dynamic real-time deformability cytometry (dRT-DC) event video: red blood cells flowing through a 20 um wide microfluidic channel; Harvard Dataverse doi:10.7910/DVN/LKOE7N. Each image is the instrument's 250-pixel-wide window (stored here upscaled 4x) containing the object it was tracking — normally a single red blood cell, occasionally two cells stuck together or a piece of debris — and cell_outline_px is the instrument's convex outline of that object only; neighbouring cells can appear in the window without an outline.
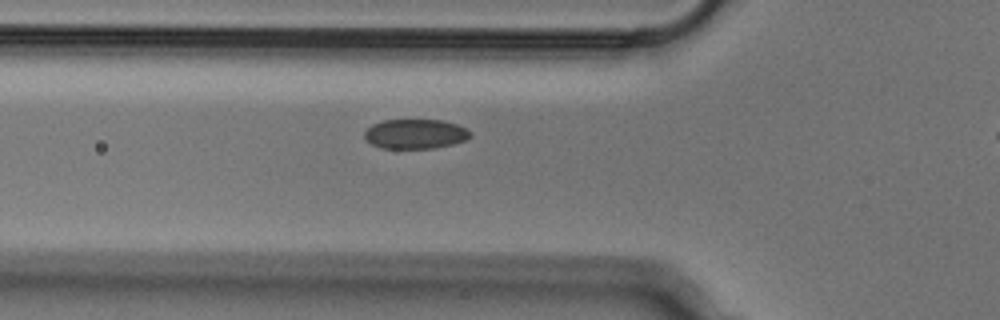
{"species": "Egyptian fruit bat (a non-hibernating species)", "species_latin": "Rousettus aegyptiacus", "temperature_condition": "cold", "stored_images_in_passage": 25, "camera_frame_rate_fps": 3000, "um_per_image_px": 0.085, "animal": {"sex": "male"}, "frame": {"image": 1, "passage_image": 2, "time_ms": 0.333, "image_size_px": [1000, 320], "cell_outline_px": [[472, 136], [468, 140], [436, 148], [380, 148], [372, 144], [364, 136], [364, 132], [372, 124], [384, 120], [444, 120], [468, 128], [472, 132]], "centroid_in_image_um": [35.36, 11.38], "position_along_channel_um": 90.4, "area_um2": 18.44}}
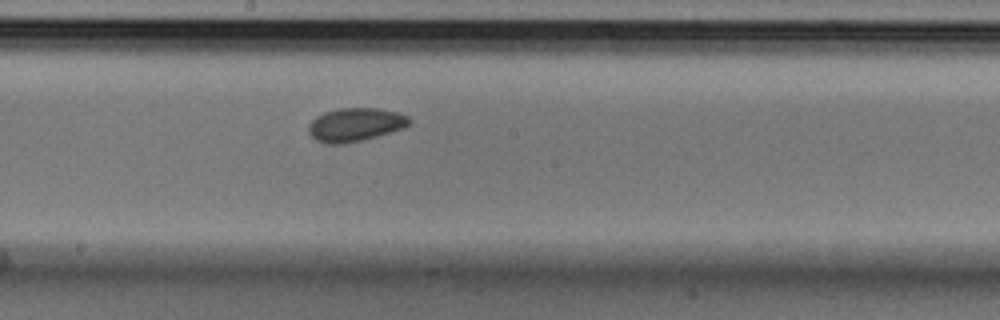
{"frame": {"image": 2, "passage_image": 12, "time_ms": 3.667, "image_size_px": [1000, 320], "cell_outline_px": [[412, 120], [404, 128], [376, 136], [360, 140], [340, 144], [324, 144], [316, 140], [308, 132], [308, 124], [316, 116], [324, 112], [340, 108], [380, 108], [396, 112], [408, 116]], "centroid_in_image_um": [30.17, 10.59], "position_along_channel_um": 218.0, "area_um2": 19.59}}
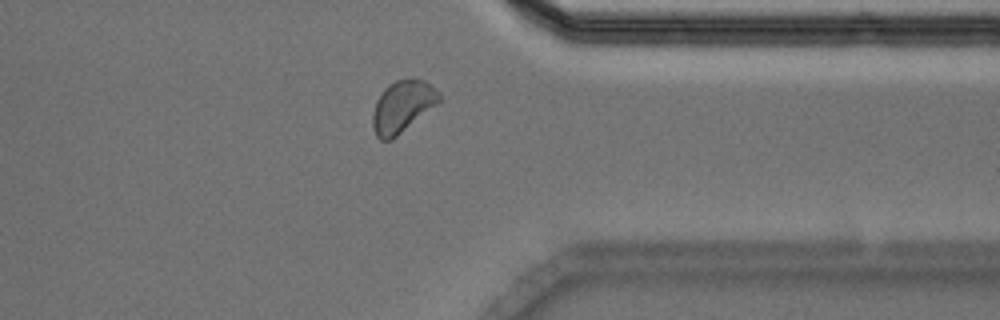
{"frame": {"image": 3, "passage_image": 25, "time_ms": 8.0, "image_size_px": [1000, 320], "cell_outline_px": [[440, 100], [436, 104], [392, 140], [380, 140], [376, 136], [372, 128], [372, 112], [376, 100], [384, 88], [388, 84], [396, 80], [424, 80], [440, 92]], "centroid_in_image_um": [34.16, 9.07], "position_along_channel_um": 377.2, "area_um2": 19.83}}